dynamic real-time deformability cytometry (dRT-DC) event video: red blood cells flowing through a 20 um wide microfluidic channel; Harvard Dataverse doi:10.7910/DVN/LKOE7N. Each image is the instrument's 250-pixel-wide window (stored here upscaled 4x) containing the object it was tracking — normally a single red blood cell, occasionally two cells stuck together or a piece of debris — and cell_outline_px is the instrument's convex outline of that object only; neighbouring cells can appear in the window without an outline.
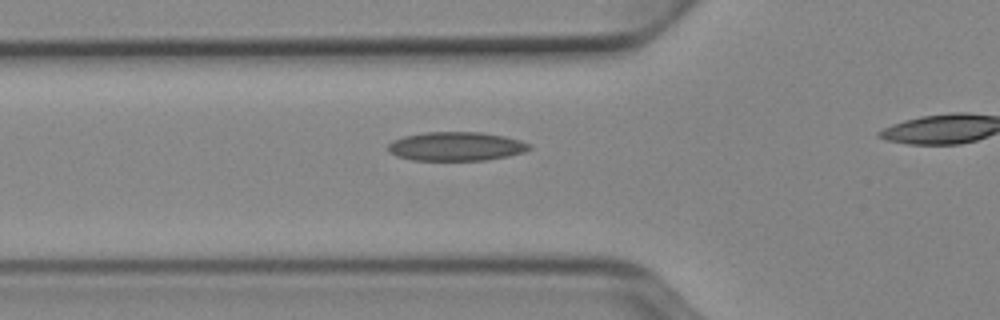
{"species": "Egyptian fruit bat (a non-hibernating species)", "species_latin": "Rousettus aegyptiacus", "temperature_condition": "cold", "stored_images_in_passage": 20, "camera_frame_rate_fps": 3000, "um_per_image_px": 0.085, "animal": {"sex": "female"}, "frame": {"image": 1, "passage_image": 12, "time_ms": 3.667, "image_size_px": [1000, 320], "cell_outline_px": [[532, 148], [524, 152], [508, 156], [484, 160], [412, 160], [396, 156], [388, 152], [388, 144], [392, 140], [404, 136], [424, 132], [480, 132], [504, 136], [520, 140], [528, 144]], "centroid_in_image_um": [38.73, 12.44], "position_along_channel_um": 87.1, "area_um2": 23.81}}
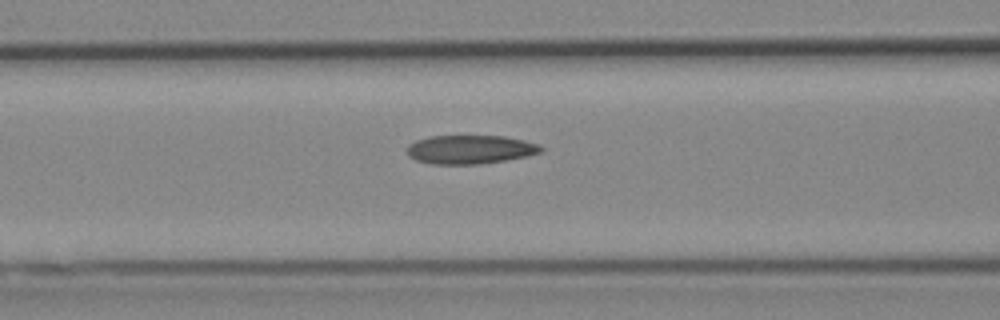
{"frame": {"image": 2, "passage_image": 15, "time_ms": 4.667, "image_size_px": [1000, 320], "cell_outline_px": [[544, 148], [540, 152], [528, 156], [480, 164], [432, 164], [416, 160], [408, 156], [408, 144], [416, 140], [428, 136], [504, 136], [524, 140], [540, 144]], "centroid_in_image_um": [39.97, 12.7], "position_along_channel_um": 126.6, "area_um2": 22.48}}